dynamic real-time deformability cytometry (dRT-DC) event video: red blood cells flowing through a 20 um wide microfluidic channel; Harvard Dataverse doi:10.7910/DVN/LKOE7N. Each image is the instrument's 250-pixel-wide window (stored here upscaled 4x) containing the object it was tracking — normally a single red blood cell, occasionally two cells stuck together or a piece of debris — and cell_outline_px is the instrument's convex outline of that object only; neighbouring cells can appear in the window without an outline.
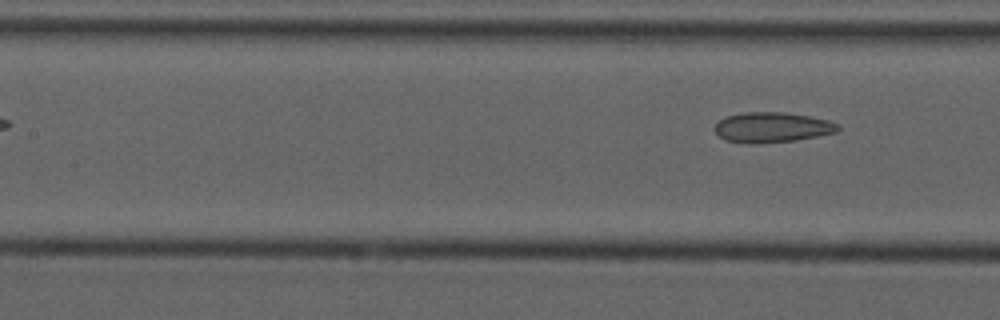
{"species": "common noctule bat (a hibernating species)", "species_latin": "Nyctalus noctula", "temperature_condition": "cold", "stored_images_in_passage": 6, "segment_of_instrument_passage": [2, 2], "camera_frame_rate_fps": 3000, "um_per_image_px": 0.085, "animal": {"sex": "male", "forearm_length_mm": 52.5}, "frame": {"image": 1, "passage_image": 6, "time_ms": 6.333, "image_size_px": [1000, 320], "cell_outline_px": [[840, 128], [836, 132], [796, 140], [752, 144], [748, 144], [724, 140], [716, 132], [716, 124], [724, 116], [744, 112], [784, 112], [808, 116], [828, 120], [840, 124]], "centroid_in_image_um": [65.62, 10.82], "position_along_channel_um": 141.8, "area_um2": 21.68}}